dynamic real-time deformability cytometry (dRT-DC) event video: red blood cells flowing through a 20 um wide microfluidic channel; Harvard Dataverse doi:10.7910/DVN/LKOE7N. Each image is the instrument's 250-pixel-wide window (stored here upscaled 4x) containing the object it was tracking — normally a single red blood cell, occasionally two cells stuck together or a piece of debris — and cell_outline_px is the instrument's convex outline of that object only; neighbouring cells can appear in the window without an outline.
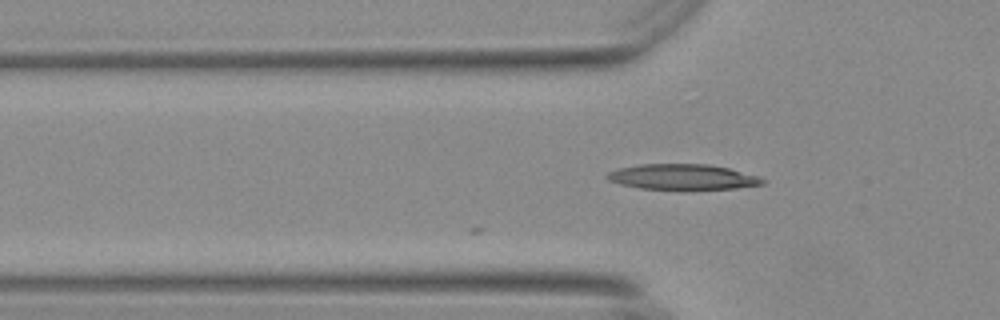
{"species": "Egyptian fruit bat (a non-hibernating species)", "species_latin": "Rousettus aegyptiacus", "temperature_condition": "warm", "stored_images_in_passage": 3, "camera_frame_rate_fps": 3000, "um_per_image_px": 0.085, "animal": {"sex": "female"}, "frame": {"image": 1, "passage_image": 3, "time_ms": 0.667, "image_size_px": [1000, 320], "cell_outline_px": [[764, 184], [736, 188], [640, 188], [620, 184], [608, 180], [604, 176], [608, 172], [620, 168], [640, 164], [708, 164], [728, 168], [760, 176], [764, 180]], "centroid_in_image_um": [58.01, 15.02], "position_along_channel_um": 67.8, "area_um2": 22.6}}